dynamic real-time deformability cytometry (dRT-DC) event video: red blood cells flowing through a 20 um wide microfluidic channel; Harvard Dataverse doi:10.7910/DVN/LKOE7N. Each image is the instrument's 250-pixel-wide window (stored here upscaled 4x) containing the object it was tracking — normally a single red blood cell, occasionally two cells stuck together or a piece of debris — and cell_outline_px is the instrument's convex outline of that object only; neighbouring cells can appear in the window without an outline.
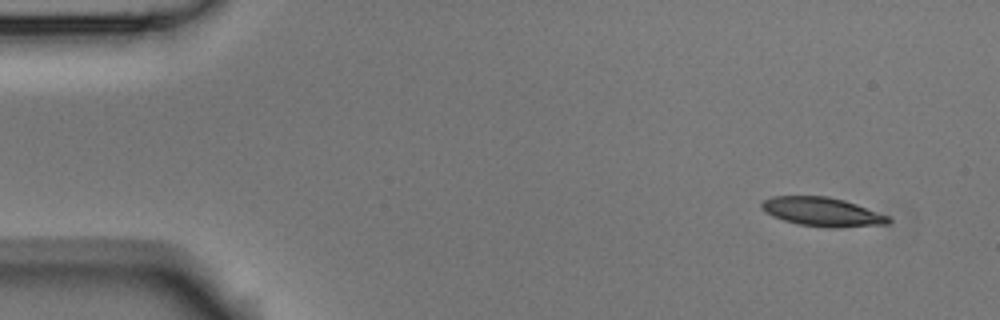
{"species": "Egyptian fruit bat (a non-hibernating species)", "species_latin": "Rousettus aegyptiacus", "temperature_condition": "room temperature", "stored_images_in_passage": 4, "camera_frame_rate_fps": 3000, "um_per_image_px": 0.085, "animal": {"sex": "male"}, "frame": {"image": 1, "passage_image": 1, "time_ms": 0.0, "image_size_px": [1000, 320], "cell_outline_px": [[892, 220], [888, 224], [800, 224], [784, 220], [772, 216], [764, 212], [760, 208], [760, 204], [764, 200], [772, 196], [828, 196], [844, 200], [856, 204], [888, 216]], "centroid_in_image_um": [69.76, 17.93], "position_along_channel_um": 15.2, "area_um2": 20.0}}
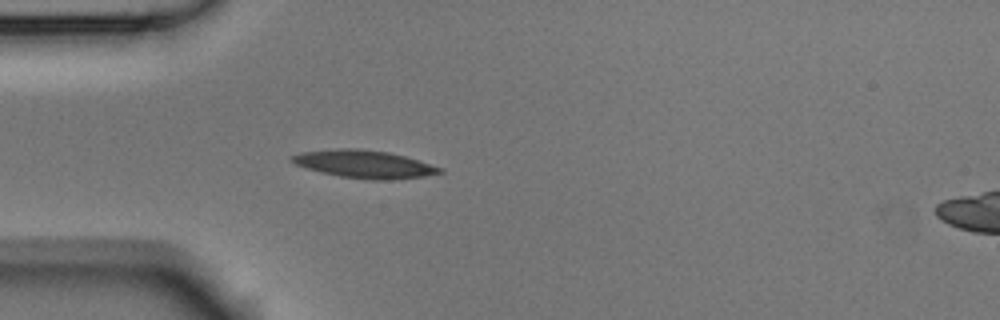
{"frame": {"image": 2, "passage_image": 4, "time_ms": 1.0, "image_size_px": [1000, 320], "cell_outline_px": [[444, 172], [424, 176], [388, 180], [372, 180], [340, 176], [320, 172], [296, 164], [288, 160], [288, 156], [300, 152], [340, 148], [356, 148], [388, 152], [404, 156], [444, 168]], "centroid_in_image_um": [30.94, 13.94], "position_along_channel_um": 54.1, "area_um2": 23.93}}